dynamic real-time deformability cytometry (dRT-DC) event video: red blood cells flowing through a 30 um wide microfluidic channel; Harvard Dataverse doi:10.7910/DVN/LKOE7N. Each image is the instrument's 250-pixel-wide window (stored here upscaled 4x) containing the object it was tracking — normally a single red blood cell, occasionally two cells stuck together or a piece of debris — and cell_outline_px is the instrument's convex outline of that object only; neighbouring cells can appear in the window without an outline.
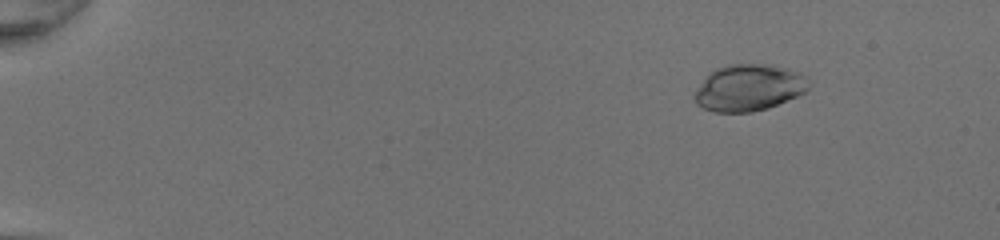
{"species": "common noctule bat (a hibernating species)", "species_latin": "Nyctalus noctula", "temperature_condition": "room temperature", "stored_images_in_passage": 52, "camera_frame_rate_fps": 3000, "um_per_image_px": 0.085, "animal": {"sex": "female", "body_mass_g": 20.0, "forearm_length_mm": 54.0}, "frame": {"image": 1, "passage_image": 8, "time_ms": 2.333, "image_size_px": [1000, 240], "cell_outline_px": [[808, 88], [804, 92], [796, 96], [768, 108], [752, 112], [716, 112], [704, 108], [696, 104], [696, 92], [704, 80], [716, 68], [728, 64], [772, 64], [788, 68], [800, 72], [808, 76]], "centroid_in_image_um": [63.71, 7.44], "position_along_channel_um": 21.3, "area_um2": 30.75}}
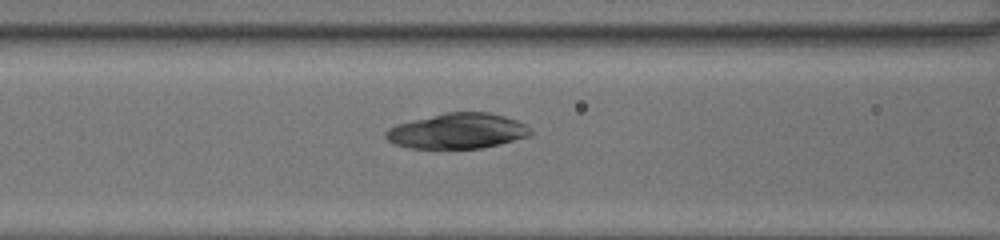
{"frame": {"image": 2, "passage_image": 25, "time_ms": 8.0, "image_size_px": [1000, 240], "cell_outline_px": [[532, 136], [500, 144], [480, 148], [408, 148], [396, 144], [388, 140], [384, 136], [384, 132], [388, 128], [396, 124], [412, 120], [448, 112], [488, 112], [504, 116], [516, 120], [532, 128]], "centroid_in_image_um": [38.91, 11.14], "position_along_channel_um": 127.7, "area_um2": 29.88}}
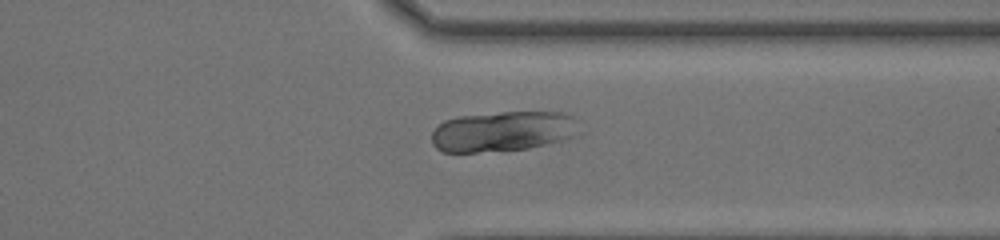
{"frame": {"image": 3, "passage_image": 42, "time_ms": 13.667, "image_size_px": [1000, 240], "cell_outline_px": [[580, 132], [576, 136], [564, 140], [528, 148], [476, 152], [444, 152], [436, 148], [432, 144], [432, 132], [444, 120], [460, 116], [504, 112], [564, 112], [572, 116]], "centroid_in_image_um": [42.76, 11.16], "position_along_channel_um": 368.6, "area_um2": 34.56}}